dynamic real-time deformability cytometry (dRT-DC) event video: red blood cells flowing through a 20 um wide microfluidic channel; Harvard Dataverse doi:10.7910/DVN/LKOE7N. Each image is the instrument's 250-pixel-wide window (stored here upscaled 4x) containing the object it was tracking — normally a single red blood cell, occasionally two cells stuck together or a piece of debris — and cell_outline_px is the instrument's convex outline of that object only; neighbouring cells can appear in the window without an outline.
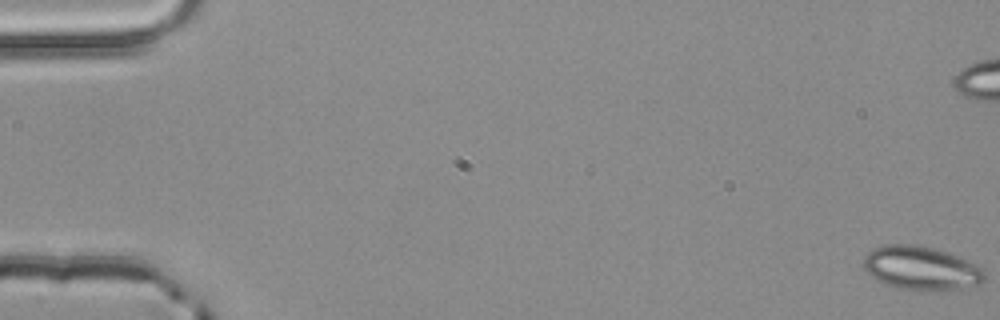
{"species": "common noctule bat (a hibernating species)", "species_latin": "Nyctalus noctula", "temperature_condition": "room temperature", "stored_images_in_passage": 5, "camera_frame_rate_fps": 3000, "um_per_image_px": 0.085, "animal": {"sex": "male", "body_mass_g": 20.4}, "frame": {"image": 1, "passage_image": 1, "time_ms": 0.0, "image_size_px": [1000, 320], "cell_outline_px": [[984, 280], [980, 284], [960, 288], [896, 288], [876, 280], [864, 268], [864, 256], [868, 252], [884, 244], [912, 244], [932, 248], [968, 260], [984, 268]], "centroid_in_image_um": [78.28, 22.76], "position_along_channel_um": 6.7, "area_um2": 29.94}}
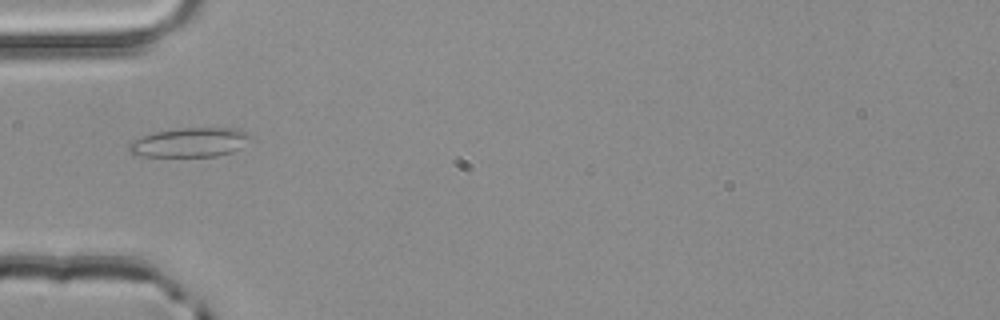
{"frame": {"image": 2, "passage_image": 5, "time_ms": 1.333, "image_size_px": [1000, 320], "cell_outline_px": [[252, 136], [240, 148], [232, 152], [216, 156], [140, 156], [132, 152], [128, 148], [128, 144], [152, 132], [176, 128], [240, 128], [248, 132]], "centroid_in_image_um": [16.18, 12.09], "position_along_channel_um": 68.8, "area_um2": 20.63}}